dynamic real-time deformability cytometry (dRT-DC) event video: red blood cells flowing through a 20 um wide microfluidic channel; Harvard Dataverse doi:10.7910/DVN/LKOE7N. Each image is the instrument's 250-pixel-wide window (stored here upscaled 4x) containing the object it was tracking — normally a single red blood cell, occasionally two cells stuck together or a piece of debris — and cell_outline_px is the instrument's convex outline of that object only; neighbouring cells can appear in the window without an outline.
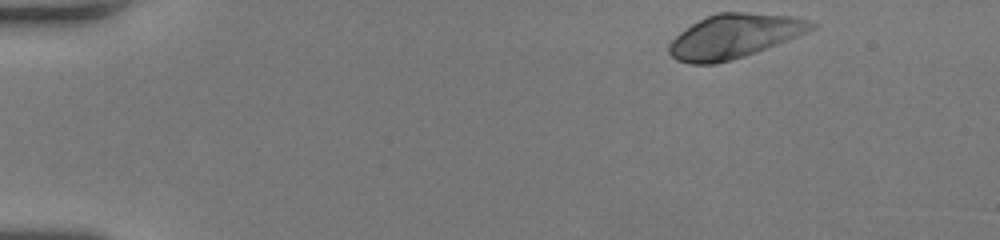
{"species": "human", "species_latin": "Homo sapiens", "temperature_condition": "room temperature", "stored_images_in_passage": 46, "camera_frame_rate_fps": 3000, "um_per_image_px": 0.085, "donor": {"sex": "female"}, "frame": {"image": 1, "passage_image": 1, "time_ms": 0.0, "image_size_px": [1000, 240], "cell_outline_px": [[816, 28], [756, 52], [744, 56], [716, 64], [688, 64], [676, 60], [668, 52], [668, 44], [680, 32], [692, 24], [708, 16], [720, 12], [744, 12], [792, 16], [808, 20], [816, 24]], "centroid_in_image_um": [62.38, 3.08], "position_along_channel_um": 22.6, "area_um2": 36.18}}
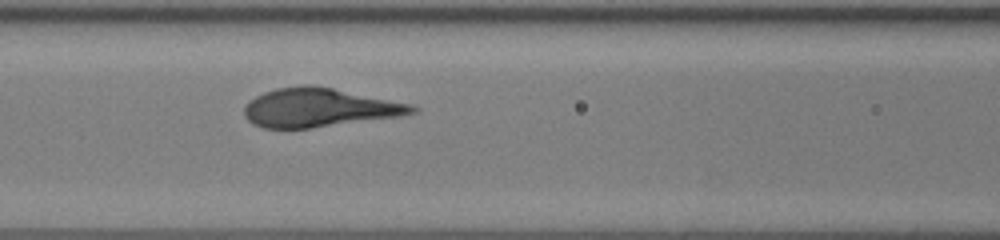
{"frame": {"image": 2, "passage_image": 18, "time_ms": 5.667, "image_size_px": [1000, 240], "cell_outline_px": [[420, 108], [416, 112], [400, 116], [312, 128], [264, 128], [252, 124], [244, 116], [244, 104], [248, 100], [264, 92], [276, 88], [304, 84], [308, 84], [332, 88], [412, 104]], "centroid_in_image_um": [27.09, 9.15], "position_along_channel_um": 139.5, "area_um2": 37.97}}
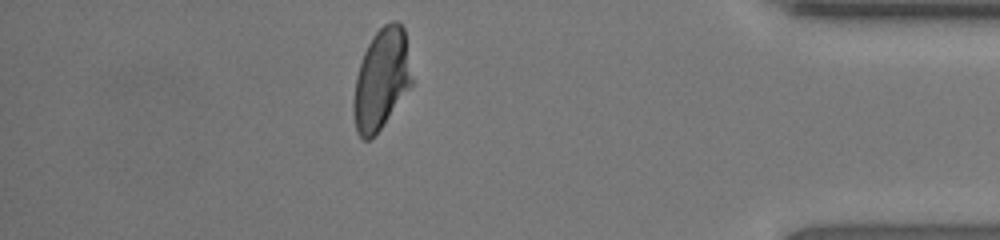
{"frame": {"image": 3, "passage_image": 40, "time_ms": 13.0, "image_size_px": [1000, 240], "cell_outline_px": [[412, 84], [380, 128], [368, 140], [364, 140], [356, 132], [352, 112], [352, 104], [356, 76], [364, 52], [372, 36], [384, 24], [392, 20], [396, 20], [404, 28], [412, 80]], "centroid_in_image_um": [32.39, 6.72], "position_along_channel_um": 402.8, "area_um2": 33.76}, "authors_computed_cell_mechanics": {"area_um2": 36.2695, "velocity_mm_per_s": 4.0562, "shape_relaxation_time_tau1_ms": 3.7341, "shape_relaxation_time_tau2_ms": null, "deformation_change_tau1": 0.1956, "deformation_change_tau2": null}}